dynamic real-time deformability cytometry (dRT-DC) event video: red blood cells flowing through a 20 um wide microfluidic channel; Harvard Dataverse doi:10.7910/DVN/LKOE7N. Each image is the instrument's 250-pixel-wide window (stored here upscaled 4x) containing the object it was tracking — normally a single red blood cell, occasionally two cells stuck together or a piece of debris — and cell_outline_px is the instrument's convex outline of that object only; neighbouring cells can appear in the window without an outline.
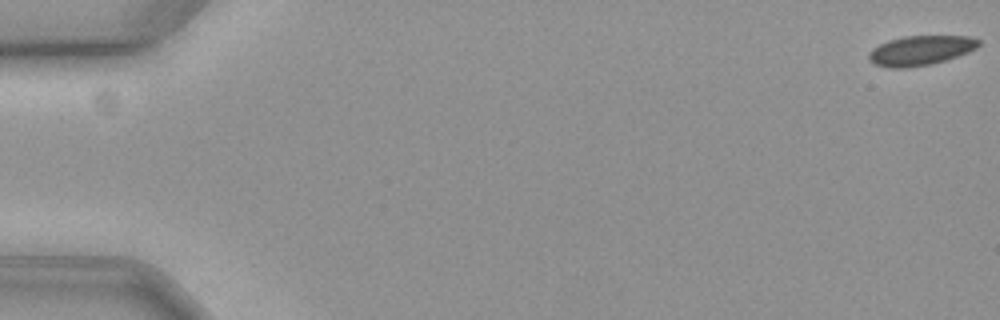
{"species": "common noctule bat (a hibernating species)", "species_latin": "Nyctalus noctula", "temperature_condition": "cold", "stored_images_in_passage": 8, "camera_frame_rate_fps": 3000, "um_per_image_px": 0.085, "animal": {"sex": "female", "body_mass_g": 19.3, "forearm_length_mm": 54.1}, "frame": {"image": 1, "passage_image": 1, "time_ms": 0.0, "image_size_px": [1000, 320], "cell_outline_px": [[980, 44], [976, 48], [968, 52], [944, 60], [928, 64], [904, 68], [888, 68], [876, 64], [868, 60], [868, 52], [872, 48], [888, 40], [904, 36], [968, 36], [980, 40]], "centroid_in_image_um": [78.21, 4.28], "position_along_channel_um": 6.8, "area_um2": 18.84}}